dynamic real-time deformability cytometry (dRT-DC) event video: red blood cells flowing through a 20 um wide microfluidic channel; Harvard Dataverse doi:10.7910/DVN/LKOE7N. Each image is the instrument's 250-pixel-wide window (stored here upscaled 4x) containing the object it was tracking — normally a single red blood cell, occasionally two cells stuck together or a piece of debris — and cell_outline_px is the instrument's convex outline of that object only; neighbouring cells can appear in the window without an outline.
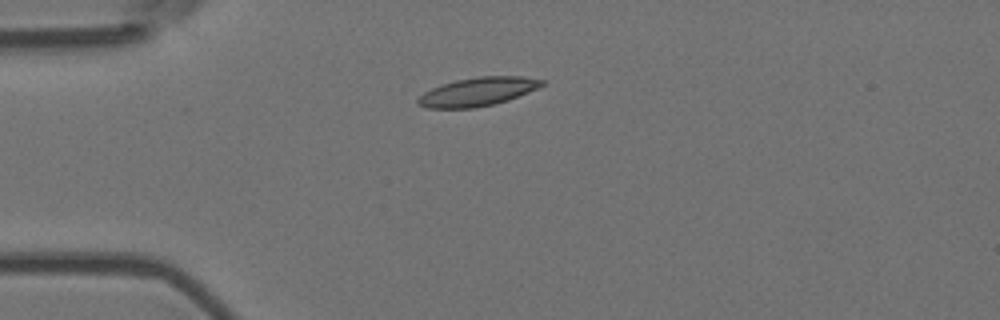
{"species": "Egyptian fruit bat (a non-hibernating species)", "species_latin": "Rousettus aegyptiacus", "temperature_condition": "room temperature", "stored_images_in_passage": 6, "camera_frame_rate_fps": 3000, "um_per_image_px": 0.085, "animal": {"sex": "female"}, "frame": {"image": 1, "passage_image": 1, "time_ms": 0.0, "image_size_px": [1000, 320], "cell_outline_px": [[548, 80], [544, 84], [536, 88], [508, 100], [476, 108], [428, 108], [416, 104], [416, 100], [424, 92], [440, 84], [456, 80], [480, 76], [520, 76]], "centroid_in_image_um": [40.58, 7.79], "position_along_channel_um": 44.4, "area_um2": 20.58}}
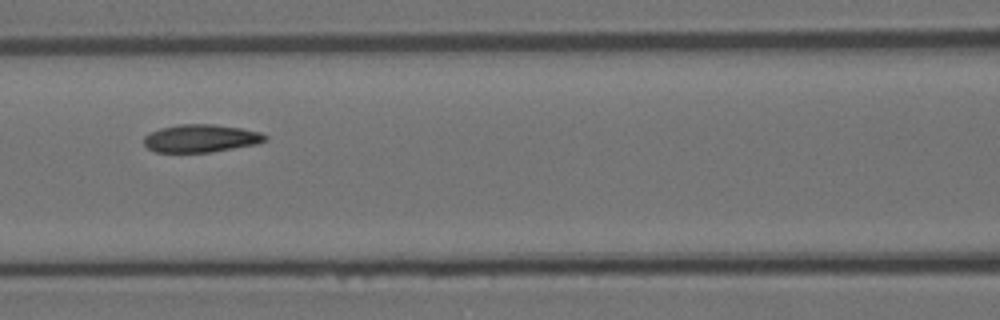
{"frame": {"image": 2, "passage_image": 4, "time_ms": 1.0, "image_size_px": [1000, 320], "cell_outline_px": [[268, 140], [256, 144], [212, 152], [156, 152], [148, 148], [144, 144], [144, 136], [160, 128], [180, 124], [212, 124], [240, 128], [260, 132], [268, 136]], "centroid_in_image_um": [17.09, 11.76], "position_along_channel_um": 149.5, "area_um2": 19.59}}
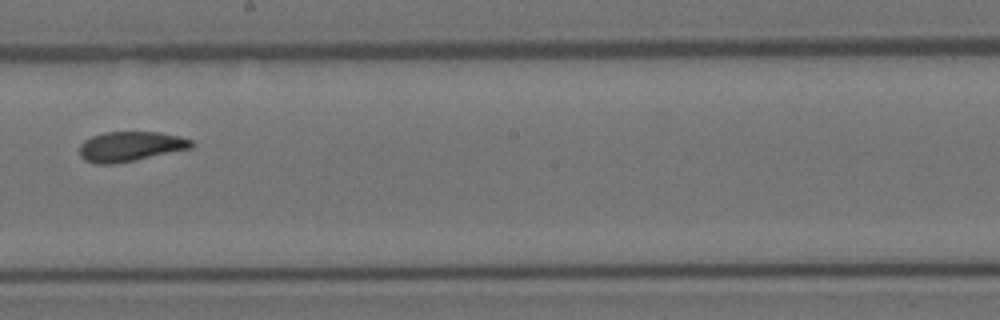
{"frame": {"image": 3, "passage_image": 6, "time_ms": 1.667, "image_size_px": [1000, 320], "cell_outline_px": [[196, 144], [192, 148], [112, 164], [96, 164], [84, 160], [80, 156], [80, 144], [84, 140], [92, 136], [104, 132], [160, 132], [180, 136], [192, 140]], "centroid_in_image_um": [11.08, 12.43], "position_along_channel_um": 237.1, "area_um2": 19.42}}